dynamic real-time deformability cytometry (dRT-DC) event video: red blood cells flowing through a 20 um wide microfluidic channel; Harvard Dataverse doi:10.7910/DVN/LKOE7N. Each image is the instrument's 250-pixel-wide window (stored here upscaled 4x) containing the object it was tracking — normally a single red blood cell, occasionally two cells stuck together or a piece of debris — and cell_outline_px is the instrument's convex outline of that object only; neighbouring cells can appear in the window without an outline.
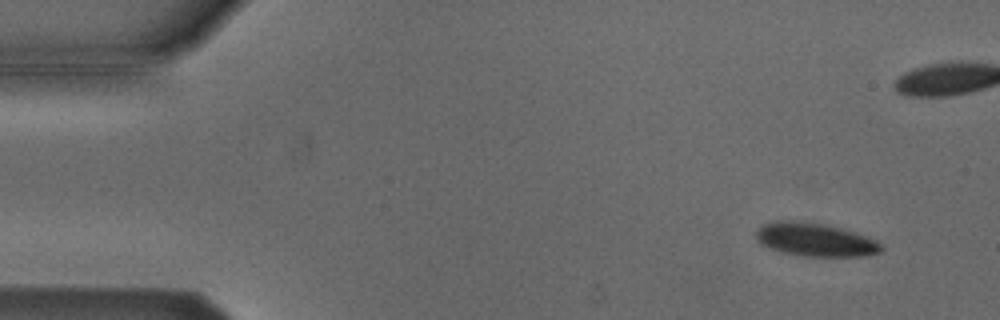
{"species": "Egyptian fruit bat (a non-hibernating species)", "species_latin": "Rousettus aegyptiacus", "temperature_condition": "cold", "stored_images_in_passage": 6, "camera_frame_rate_fps": 3000, "um_per_image_px": 0.085, "animal": {"sex": "male"}, "frame": {"image": 1, "passage_image": 2, "time_ms": 0.333, "image_size_px": [1000, 320], "cell_outline_px": [[884, 248], [880, 252], [864, 256], [800, 256], [780, 252], [768, 248], [760, 244], [756, 240], [756, 232], [764, 224], [776, 220], [800, 220], [824, 224], [856, 232], [868, 236], [876, 240]], "centroid_in_image_um": [69.27, 20.37], "position_along_channel_um": 15.7, "area_um2": 24.62}}